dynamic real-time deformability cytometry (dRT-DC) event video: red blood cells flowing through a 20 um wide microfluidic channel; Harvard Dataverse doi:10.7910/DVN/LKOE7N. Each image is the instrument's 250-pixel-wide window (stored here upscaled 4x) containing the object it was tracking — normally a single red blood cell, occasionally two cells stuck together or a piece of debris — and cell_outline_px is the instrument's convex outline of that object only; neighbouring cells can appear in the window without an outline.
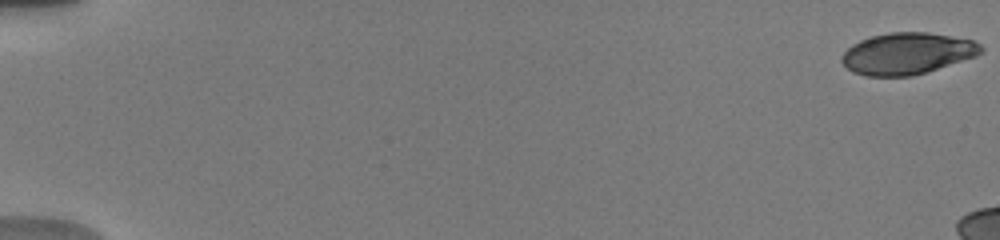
{"species": "human", "species_latin": "Homo sapiens", "temperature_condition": "warm", "stored_images_in_passage": 7, "camera_frame_rate_fps": 3000, "um_per_image_px": 0.085, "donor": {"sex": "male"}, "frame": {"image": 1, "passage_image": 1, "time_ms": 0.0, "image_size_px": [1000, 240], "cell_outline_px": [[984, 52], [976, 56], [912, 76], [868, 76], [852, 72], [840, 60], [840, 56], [852, 44], [860, 40], [872, 36], [888, 32], [928, 32], [972, 40], [980, 44], [984, 48]], "centroid_in_image_um": [77.1, 4.54], "position_along_channel_um": 7.9, "area_um2": 33.64}}